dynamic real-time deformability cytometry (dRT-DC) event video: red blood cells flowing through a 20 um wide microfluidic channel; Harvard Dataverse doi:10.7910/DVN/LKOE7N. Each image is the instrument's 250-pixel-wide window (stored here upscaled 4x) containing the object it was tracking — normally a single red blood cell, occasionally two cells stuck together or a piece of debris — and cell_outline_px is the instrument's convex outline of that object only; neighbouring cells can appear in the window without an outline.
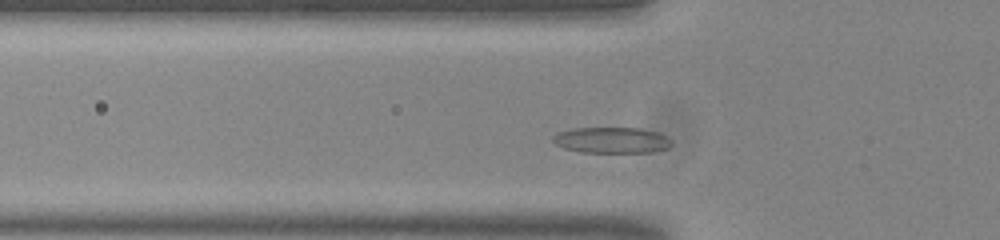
{"species": "common noctule bat (a hibernating species)", "species_latin": "Nyctalus noctula", "temperature_condition": "room temperature", "stored_images_in_passage": 43, "camera_frame_rate_fps": 3000, "um_per_image_px": 0.085, "animal": {"sex": "male", "body_mass_g": 20.0, "forearm_length_mm": 53.3}, "frame": {"image": 1, "passage_image": 7, "time_ms": 2.0, "image_size_px": [1000, 240], "cell_outline_px": [[672, 144], [668, 148], [652, 152], [580, 152], [564, 148], [556, 144], [552, 140], [552, 136], [556, 132], [572, 128], [640, 128], [656, 132], [668, 136], [672, 140]], "centroid_in_image_um": [51.99, 11.91], "position_along_channel_um": 73.8, "area_um2": 18.09}}
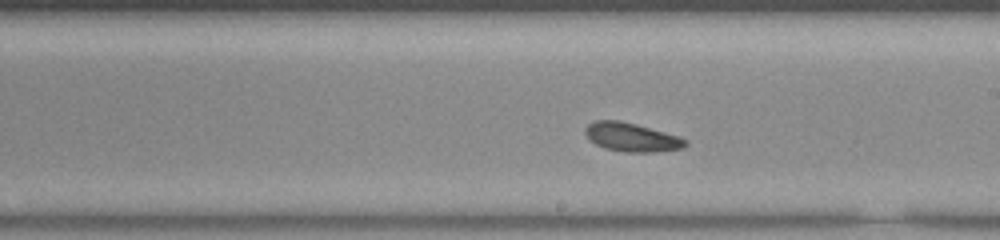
{"frame": {"image": 2, "passage_image": 20, "time_ms": 6.333, "image_size_px": [1000, 240], "cell_outline_px": [[688, 144], [684, 148], [652, 152], [624, 152], [604, 148], [588, 140], [584, 132], [584, 128], [588, 124], [596, 120], [620, 120], [636, 124], [680, 136], [688, 140]], "centroid_in_image_um": [53.68, 11.66], "position_along_channel_um": 235.3, "area_um2": 16.99}}
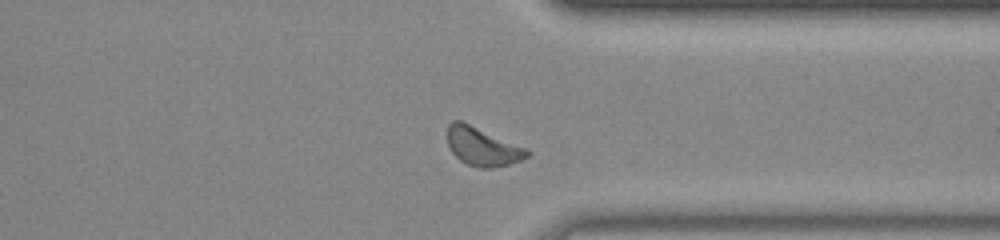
{"frame": {"image": 3, "passage_image": 31, "time_ms": 10.0, "image_size_px": [1000, 240], "cell_outline_px": [[532, 152], [528, 156], [520, 160], [508, 164], [492, 168], [480, 168], [468, 164], [460, 160], [448, 148], [448, 124], [452, 120], [460, 120], [524, 148]], "centroid_in_image_um": [40.96, 12.47], "position_along_channel_um": 370.4, "area_um2": 17.4}, "authors_computed_cell_mechanics": {"area_um2": 16.9932, "velocity_mm_per_s": 3.7197, "shape_relaxation_time_tau1_ms": 1.9837, "shape_relaxation_time_tau2_ms": 5.8921, "deformation_change_tau1": 0.0753, "deformation_change_tau2": 0.1207}}